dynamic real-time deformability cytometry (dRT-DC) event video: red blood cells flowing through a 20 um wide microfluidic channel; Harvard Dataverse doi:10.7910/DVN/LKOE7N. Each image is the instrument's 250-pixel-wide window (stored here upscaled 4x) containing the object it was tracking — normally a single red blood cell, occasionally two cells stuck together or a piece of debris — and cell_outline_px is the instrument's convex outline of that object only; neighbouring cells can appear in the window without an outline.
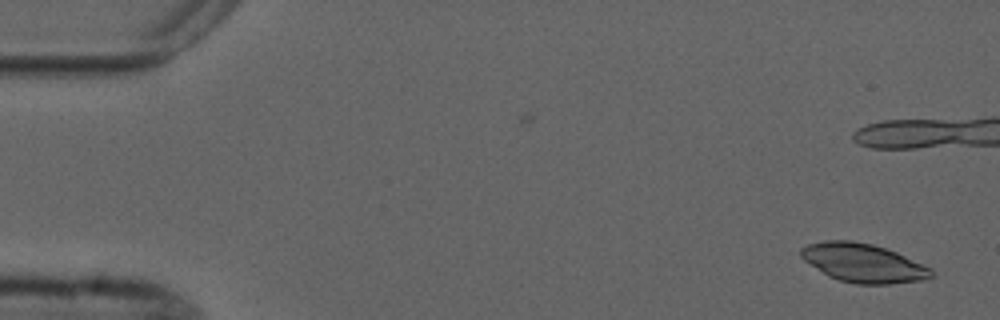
{"species": "common noctule bat (a hibernating species)", "species_latin": "Nyctalus noctula", "temperature_condition": "cold", "stored_images_in_passage": 2, "camera_frame_rate_fps": 3000, "um_per_image_px": 0.085, "animal": {"sex": "male", "forearm_length_mm": 52.5}, "frame": {"image": 1, "passage_image": 2, "time_ms": 2.0, "image_size_px": [1000, 320], "cell_outline_px": [[932, 276], [920, 280], [888, 284], [856, 284], [840, 280], [828, 276], [804, 260], [800, 256], [800, 248], [808, 244], [824, 240], [852, 240], [872, 244], [896, 252], [932, 268]], "centroid_in_image_um": [73.34, 22.34], "position_along_channel_um": 11.7, "area_um2": 29.25}}